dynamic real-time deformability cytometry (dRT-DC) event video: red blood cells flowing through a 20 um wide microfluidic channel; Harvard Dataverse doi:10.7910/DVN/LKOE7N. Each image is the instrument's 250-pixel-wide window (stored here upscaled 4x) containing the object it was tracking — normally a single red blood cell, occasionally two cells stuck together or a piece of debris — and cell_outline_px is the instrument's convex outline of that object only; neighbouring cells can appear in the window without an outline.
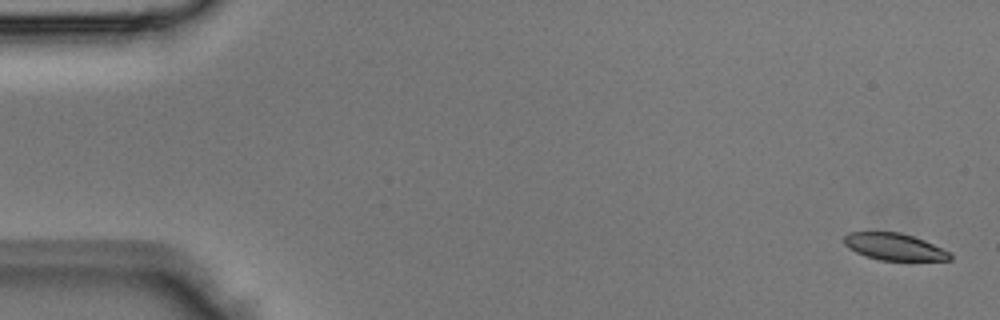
{"species": "Egyptian fruit bat (a non-hibernating species)", "species_latin": "Rousettus aegyptiacus", "temperature_condition": "room temperature", "stored_images_in_passage": 5, "camera_frame_rate_fps": 3000, "um_per_image_px": 0.085, "animal": {"sex": "male"}, "frame": {"image": 1, "passage_image": 1, "time_ms": 0.0, "image_size_px": [1000, 320], "cell_outline_px": [[952, 260], [880, 260], [864, 256], [848, 248], [844, 244], [844, 236], [848, 232], [900, 232], [924, 240], [948, 252], [952, 256]], "centroid_in_image_um": [75.96, 20.97], "position_along_channel_um": 9.0, "area_um2": 16.47}}
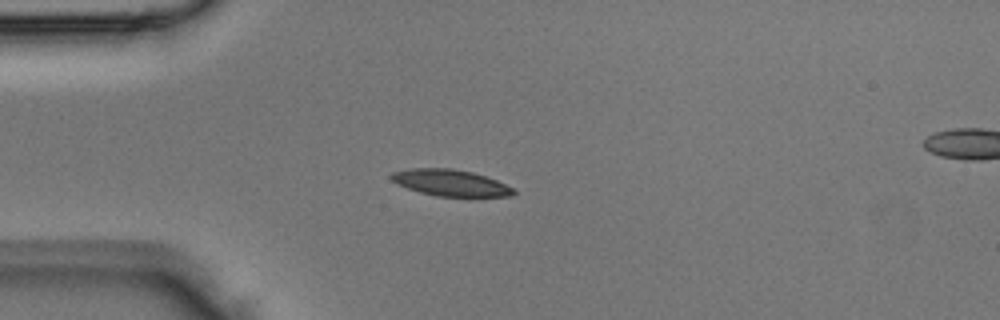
{"frame": {"image": 2, "passage_image": 4, "time_ms": 1.0, "image_size_px": [1000, 320], "cell_outline_px": [[516, 192], [512, 196], [436, 196], [420, 192], [396, 184], [388, 176], [392, 172], [408, 168], [452, 168], [472, 172], [496, 180], [516, 188]], "centroid_in_image_um": [38.28, 15.53], "position_along_channel_um": 46.7, "area_um2": 18.9}}